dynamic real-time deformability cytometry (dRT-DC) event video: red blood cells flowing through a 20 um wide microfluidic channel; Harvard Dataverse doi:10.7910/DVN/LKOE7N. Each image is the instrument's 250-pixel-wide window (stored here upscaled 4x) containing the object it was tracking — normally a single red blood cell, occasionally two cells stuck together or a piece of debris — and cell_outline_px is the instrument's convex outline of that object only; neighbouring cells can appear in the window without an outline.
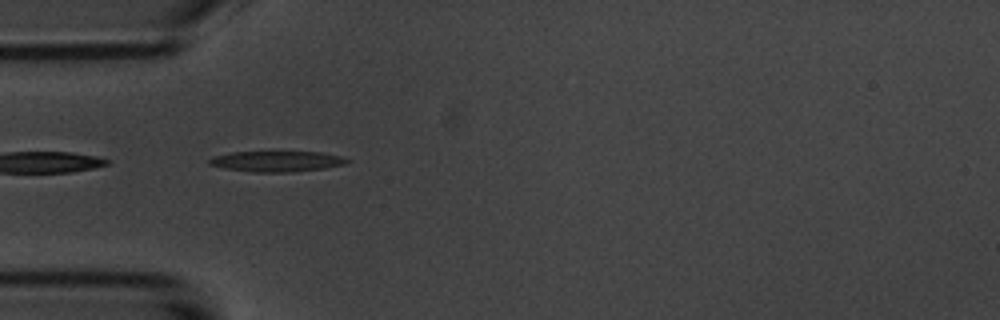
{"species": "common noctule bat (a hibernating species)", "species_latin": "Nyctalus noctula", "temperature_condition": "room temperature", "stored_images_in_passage": 6, "camera_frame_rate_fps": 3000, "um_per_image_px": 0.085, "animal": {"sex": "male", "body_mass_g": 20.1, "forearm_length_mm": 53.5}, "frame": {"image": 1, "passage_image": 2, "time_ms": 1.0, "image_size_px": [1000, 320], "cell_outline_px": [[352, 160], [344, 164], [324, 168], [284, 172], [252, 172], [224, 168], [208, 164], [208, 160], [212, 156], [232, 152], [320, 152], [340, 156]], "centroid_in_image_um": [23.48, 13.71], "position_along_channel_um": 61.5, "area_um2": 16.42}}
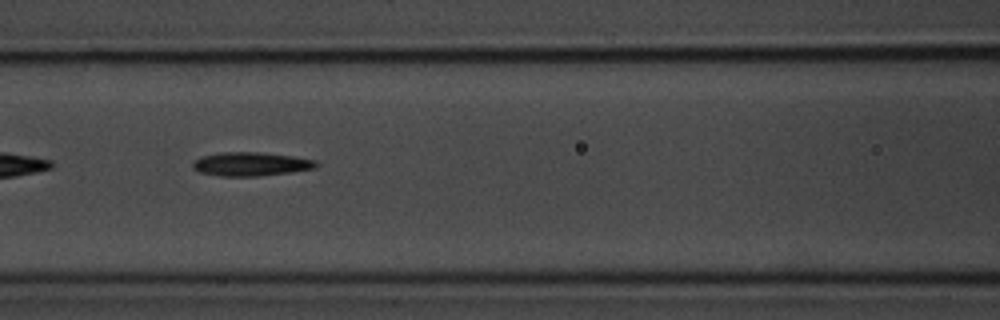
{"frame": {"image": 2, "passage_image": 4, "time_ms": 3.333, "image_size_px": [1000, 320], "cell_outline_px": [[320, 164], [316, 168], [288, 172], [256, 176], [220, 176], [200, 172], [192, 168], [192, 160], [200, 156], [220, 152], [260, 152], [292, 156], [316, 160]], "centroid_in_image_um": [21.28, 13.93], "position_along_channel_um": 145.3, "area_um2": 17.17}}
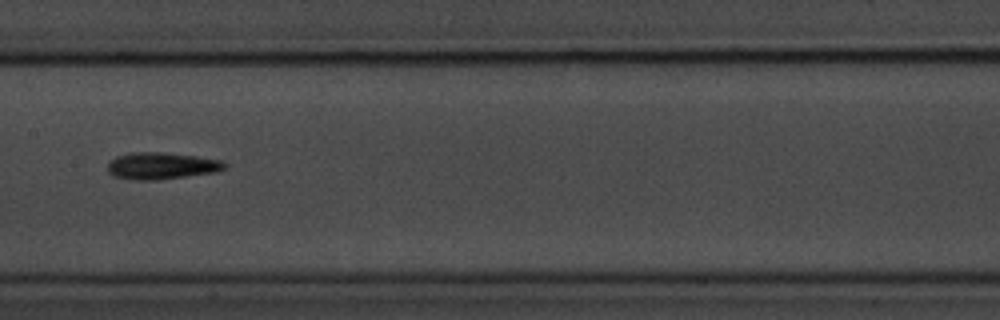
{"frame": {"image": 3, "passage_image": 5, "time_ms": 4.667, "image_size_px": [1000, 320], "cell_outline_px": [[228, 168], [216, 172], [160, 180], [136, 180], [112, 176], [108, 172], [108, 164], [116, 156], [132, 152], [160, 152], [196, 156], [220, 160], [228, 164]], "centroid_in_image_um": [13.75, 14.1], "position_along_channel_um": 193.6, "area_um2": 18.44}}